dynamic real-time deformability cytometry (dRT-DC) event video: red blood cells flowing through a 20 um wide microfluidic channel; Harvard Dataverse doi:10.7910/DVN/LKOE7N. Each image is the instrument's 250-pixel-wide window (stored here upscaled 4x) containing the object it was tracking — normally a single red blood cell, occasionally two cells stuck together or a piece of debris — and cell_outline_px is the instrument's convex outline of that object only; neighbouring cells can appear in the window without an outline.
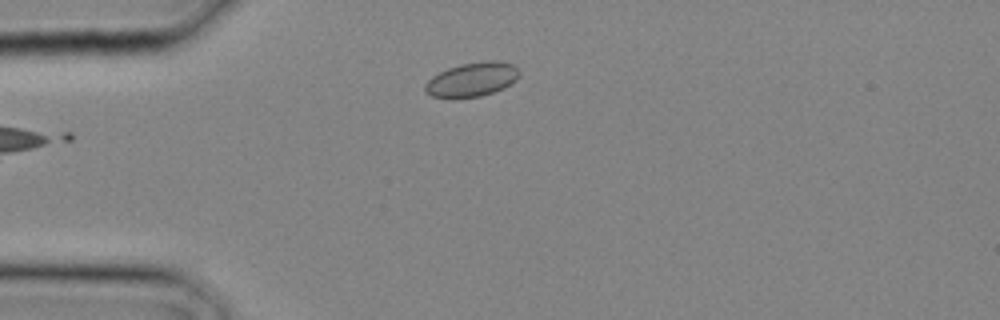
{"species": "common noctule bat (a hibernating species)", "species_latin": "Nyctalus noctula", "temperature_condition": "cold", "stored_images_in_passage": 3, "camera_frame_rate_fps": 3000, "um_per_image_px": 0.085, "animal": {"sex": "male", "body_mass_g": 20.4}, "frame": {"image": 1, "passage_image": 3, "time_ms": 0.667, "image_size_px": [1000, 320], "cell_outline_px": [[520, 76], [516, 80], [504, 88], [480, 96], [452, 100], [432, 96], [424, 92], [424, 84], [432, 76], [448, 68], [460, 64], [484, 60], [496, 60], [512, 64], [520, 72]], "centroid_in_image_um": [40.08, 6.78], "position_along_channel_um": 44.9, "area_um2": 19.19}}